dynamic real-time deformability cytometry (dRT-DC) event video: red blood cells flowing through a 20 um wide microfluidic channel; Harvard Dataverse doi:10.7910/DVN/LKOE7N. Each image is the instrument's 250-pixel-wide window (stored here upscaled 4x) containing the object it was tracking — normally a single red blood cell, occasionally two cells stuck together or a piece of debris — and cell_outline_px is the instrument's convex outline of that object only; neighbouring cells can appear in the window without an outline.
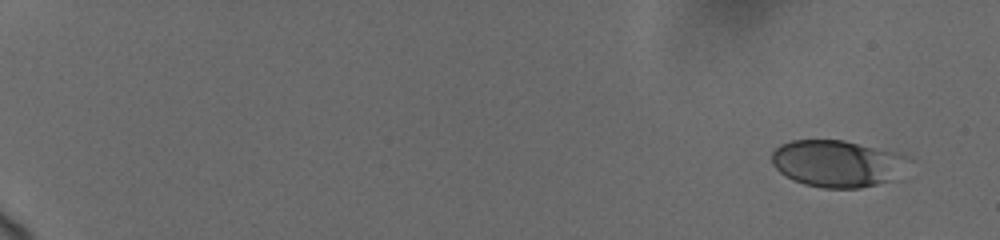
{"species": "human", "species_latin": "Homo sapiens", "temperature_condition": "cold", "stored_images_in_passage": 16, "camera_frame_rate_fps": 3000, "um_per_image_px": 0.085, "donor": {"sex": "female"}, "frame": {"image": 1, "passage_image": 1, "time_ms": 0.0, "image_size_px": [1000, 240], "cell_outline_px": [[916, 160], [888, 180], [876, 184], [860, 188], [824, 188], [804, 184], [792, 180], [780, 172], [772, 164], [772, 152], [780, 144], [792, 140], [844, 140], [900, 152]], "centroid_in_image_um": [71.2, 13.88], "position_along_channel_um": 13.8, "area_um2": 37.63}}
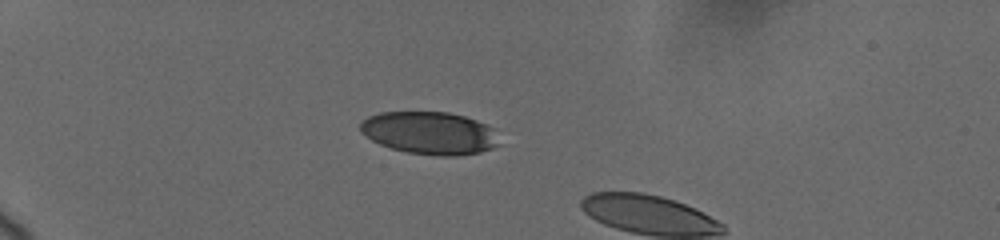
{"frame": {"image": 2, "passage_image": 13, "time_ms": 5.0, "image_size_px": [1000, 240], "cell_outline_px": [[500, 144], [492, 148], [480, 152], [456, 156], [440, 156], [408, 152], [392, 148], [380, 144], [372, 140], [360, 132], [360, 124], [368, 116], [380, 112], [448, 112], [464, 116], [476, 120], [496, 128]], "centroid_in_image_um": [36.56, 11.3], "position_along_channel_um": 48.4, "area_um2": 34.68}}